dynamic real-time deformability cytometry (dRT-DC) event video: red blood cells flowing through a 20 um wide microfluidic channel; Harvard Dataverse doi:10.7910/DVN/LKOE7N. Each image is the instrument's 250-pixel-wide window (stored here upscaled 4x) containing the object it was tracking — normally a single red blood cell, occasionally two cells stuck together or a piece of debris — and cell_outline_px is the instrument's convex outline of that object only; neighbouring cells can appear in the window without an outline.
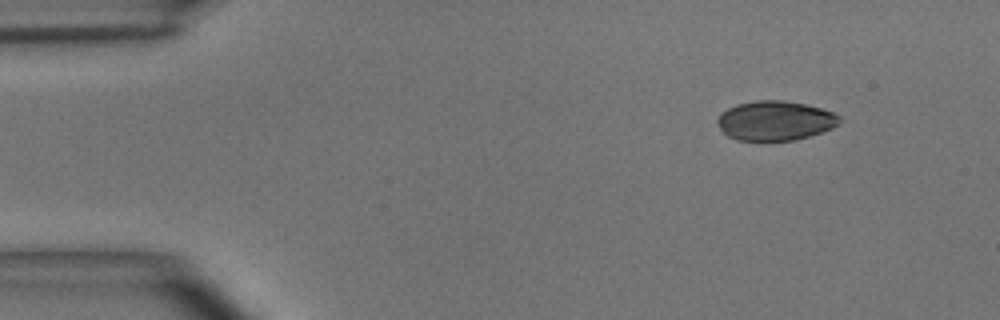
{"species": "common noctule bat (a hibernating species)", "species_latin": "Nyctalus noctula", "temperature_condition": "room temperature", "stored_images_in_passage": 45, "camera_frame_rate_fps": 3000, "um_per_image_px": 0.085, "animal": {"sex": "male", "body_mass_g": 15.6}, "frame": {"image": 1, "passage_image": 1, "time_ms": 0.0, "image_size_px": [1000, 320], "cell_outline_px": [[844, 120], [840, 124], [832, 128], [796, 140], [736, 140], [728, 136], [716, 124], [716, 120], [720, 112], [736, 104], [756, 100], [784, 100], [804, 104], [820, 108], [832, 112], [840, 116]], "centroid_in_image_um": [65.88, 10.25], "position_along_channel_um": 19.1, "area_um2": 28.26}}
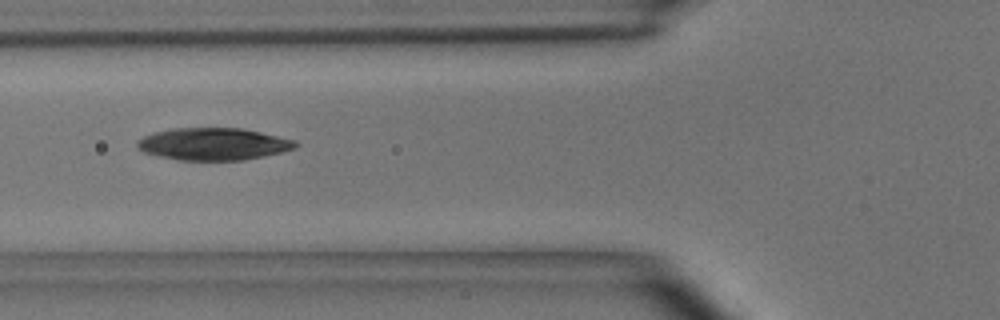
{"frame": {"image": 2, "passage_image": 14, "time_ms": 4.333, "image_size_px": [1000, 320], "cell_outline_px": [[300, 144], [296, 148], [264, 156], [244, 160], [180, 160], [156, 156], [144, 152], [136, 148], [136, 140], [144, 136], [156, 132], [172, 128], [244, 128], [296, 140]], "centroid_in_image_um": [18.14, 12.24], "position_along_channel_um": 107.7, "area_um2": 29.94}}
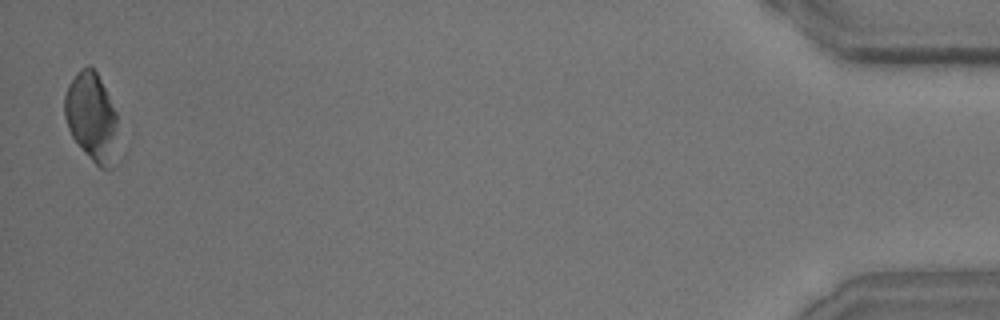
{"frame": {"image": 3, "passage_image": 45, "time_ms": 14.667, "image_size_px": [1000, 320], "cell_outline_px": [[116, 164], [112, 168], [100, 168], [80, 148], [72, 136], [68, 128], [64, 116], [64, 96], [68, 84], [76, 72], [80, 68], [88, 64], [96, 72], [116, 112]], "centroid_in_image_um": [7.77, 9.97], "position_along_channel_um": 427.4, "area_um2": 27.57}, "authors_computed_cell_mechanics": {"area_um2": 29.9404, "velocity_mm_per_s": 3.9517, "shape_relaxation_time_tau1_ms": 4.4679, "shape_relaxation_time_tau2_ms": 4.5382, "deformation_change_tau1": 0.1235, "deformation_change_tau2": 0.098}}